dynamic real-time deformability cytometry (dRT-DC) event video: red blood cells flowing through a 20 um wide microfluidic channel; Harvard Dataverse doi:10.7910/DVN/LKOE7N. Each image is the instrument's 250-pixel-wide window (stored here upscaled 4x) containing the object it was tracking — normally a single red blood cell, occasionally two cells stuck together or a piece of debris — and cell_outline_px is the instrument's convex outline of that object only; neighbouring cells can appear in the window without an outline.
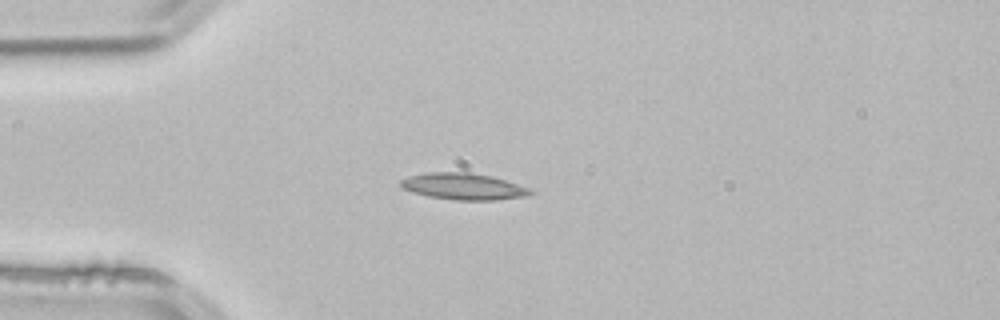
{"species": "common noctule bat (a hibernating species)", "species_latin": "Nyctalus noctula", "temperature_condition": "room temperature", "stored_images_in_passage": 2, "camera_frame_rate_fps": 3000, "um_per_image_px": 0.085, "animal": {"sex": "male", "body_mass_g": 21.5, "forearm_length_mm": 52.0}, "frame": {"image": 1, "passage_image": 2, "time_ms": 0.333, "image_size_px": [1000, 320], "cell_outline_px": [[532, 192], [524, 196], [496, 200], [452, 200], [428, 196], [412, 192], [404, 188], [400, 184], [400, 180], [408, 176], [424, 172], [468, 172], [492, 176], [528, 188]], "centroid_in_image_um": [39.32, 15.84], "position_along_channel_um": 45.7, "area_um2": 19.88}}